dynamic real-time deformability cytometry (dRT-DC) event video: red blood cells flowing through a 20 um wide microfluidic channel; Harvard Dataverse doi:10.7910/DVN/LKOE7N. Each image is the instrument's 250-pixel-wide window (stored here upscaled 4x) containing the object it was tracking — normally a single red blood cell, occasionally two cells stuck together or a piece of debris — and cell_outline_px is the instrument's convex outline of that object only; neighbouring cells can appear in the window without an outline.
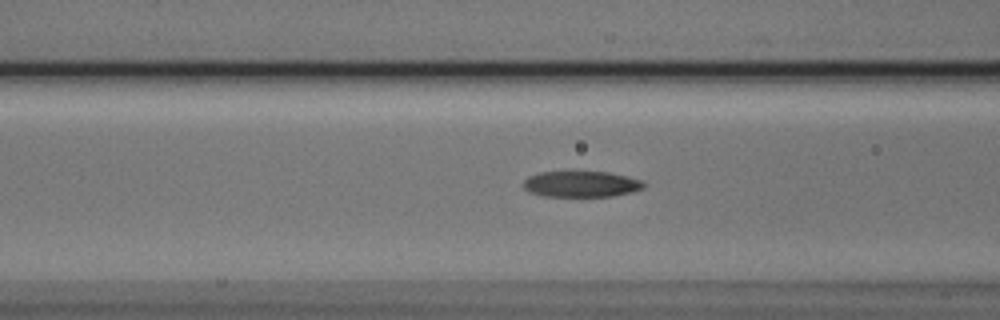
{"species": "Egyptian fruit bat (a non-hibernating species)", "species_latin": "Rousettus aegyptiacus", "temperature_condition": "cold", "stored_images_in_passage": 44, "camera_frame_rate_fps": 3000, "um_per_image_px": 0.085, "animal": {"sex": "male"}, "frame": {"image": 1, "passage_image": 17, "time_ms": 5.333, "image_size_px": [1000, 320], "cell_outline_px": [[644, 188], [632, 192], [612, 196], [544, 196], [528, 192], [524, 188], [524, 180], [528, 176], [540, 172], [608, 172], [640, 180], [644, 184]], "centroid_in_image_um": [49.37, 15.65], "position_along_channel_um": 117.2, "area_um2": 18.03}}
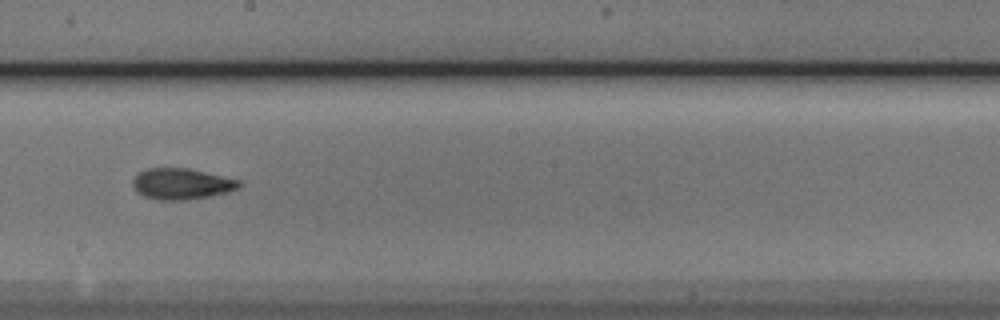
{"frame": {"image": 2, "passage_image": 26, "time_ms": 8.333, "image_size_px": [1000, 320], "cell_outline_px": [[244, 184], [240, 188], [228, 192], [188, 200], [156, 200], [144, 196], [136, 192], [132, 184], [132, 180], [140, 172], [148, 168], [188, 168], [240, 180]], "centroid_in_image_um": [15.45, 15.63], "position_along_channel_um": 232.8, "area_um2": 19.36}}
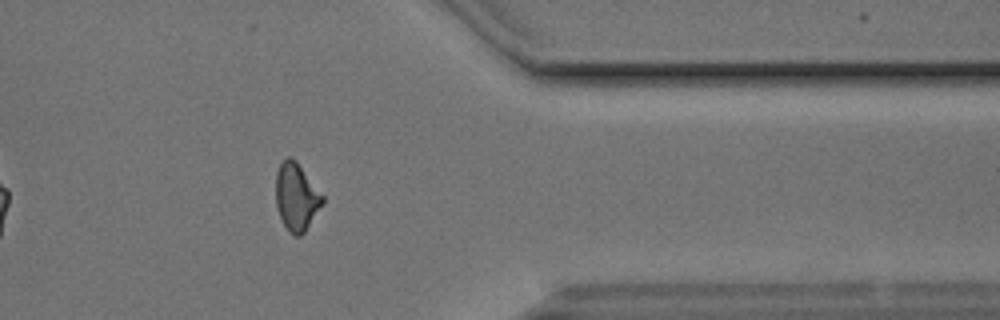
{"frame": {"image": 3, "passage_image": 39, "time_ms": 12.667, "image_size_px": [1000, 320], "cell_outline_px": [[324, 204], [304, 232], [300, 236], [292, 236], [284, 224], [280, 216], [276, 204], [276, 172], [280, 164], [288, 156], [292, 156], [296, 160], [324, 196]], "centroid_in_image_um": [25.21, 16.73], "position_along_channel_um": 386.2, "area_um2": 18.44}, "authors_computed_cell_mechanics": {"area_um2": 18.5827, "velocity_mm_per_s": 3.8504, "shape_relaxation_time_tau1_ms": 4.1586, "shape_relaxation_time_tau2_ms": 2.9874, "deformation_change_tau1": 0.1637, "deformation_change_tau2": 0.1092}}